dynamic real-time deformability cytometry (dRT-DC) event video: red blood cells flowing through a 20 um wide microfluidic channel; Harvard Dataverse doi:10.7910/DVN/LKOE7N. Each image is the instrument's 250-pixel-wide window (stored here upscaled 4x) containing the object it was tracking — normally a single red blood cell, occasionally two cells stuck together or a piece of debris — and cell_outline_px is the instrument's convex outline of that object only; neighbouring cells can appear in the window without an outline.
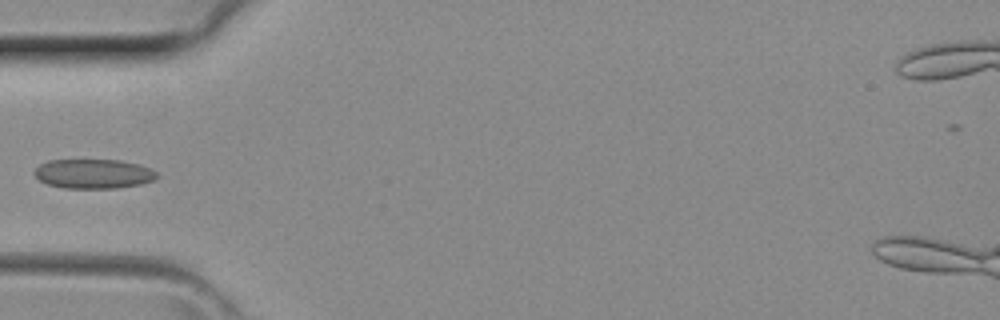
{"species": "common noctule bat (a hibernating species)", "species_latin": "Nyctalus noctula", "temperature_condition": "room temperature", "stored_images_in_passage": 4, "camera_frame_rate_fps": 3000, "um_per_image_px": 0.085, "animal": {"sex": "female", "body_mass_g": 29.2, "forearm_length_mm": 56.3}, "frame": {"image": 1, "passage_image": 4, "time_ms": 1.0, "image_size_px": [1000, 320], "cell_outline_px": [[160, 176], [156, 180], [140, 184], [116, 188], [64, 188], [48, 184], [40, 180], [32, 172], [40, 164], [48, 160], [120, 160], [136, 164], [148, 168], [156, 172]], "centroid_in_image_um": [7.95, 14.77], "position_along_channel_um": 77.1, "area_um2": 20.98}}